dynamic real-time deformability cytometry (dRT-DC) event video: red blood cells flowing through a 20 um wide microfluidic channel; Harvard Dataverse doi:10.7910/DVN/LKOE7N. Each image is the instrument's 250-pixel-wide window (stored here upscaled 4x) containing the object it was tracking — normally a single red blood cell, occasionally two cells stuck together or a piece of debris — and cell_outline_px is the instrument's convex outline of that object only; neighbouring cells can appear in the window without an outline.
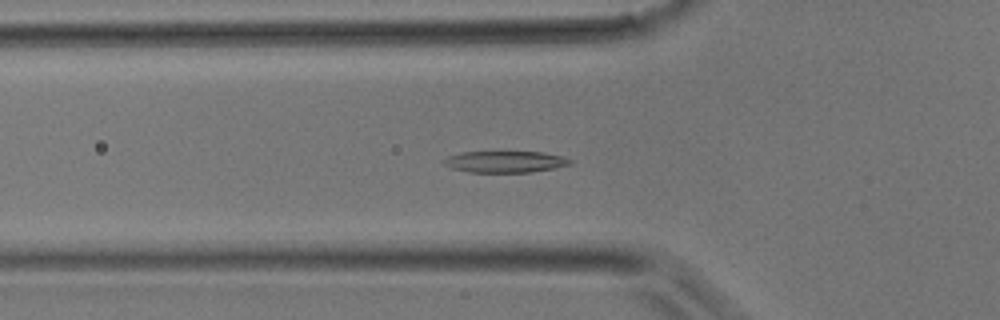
{"species": "common noctule bat (a hibernating species)", "species_latin": "Nyctalus noctula", "temperature_condition": "room temperature", "stored_images_in_passage": 26, "camera_frame_rate_fps": 3000, "um_per_image_px": 0.085, "animal": {"sex": "male", "body_mass_g": 17.9}, "frame": {"image": 1, "passage_image": 4, "time_ms": 1.0, "image_size_px": [1000, 320], "cell_outline_px": [[572, 164], [556, 168], [528, 172], [468, 172], [452, 168], [444, 164], [444, 160], [448, 156], [460, 152], [544, 152], [560, 156], [572, 160]], "centroid_in_image_um": [42.95, 13.75], "position_along_channel_um": 82.9, "area_um2": 15.72}}
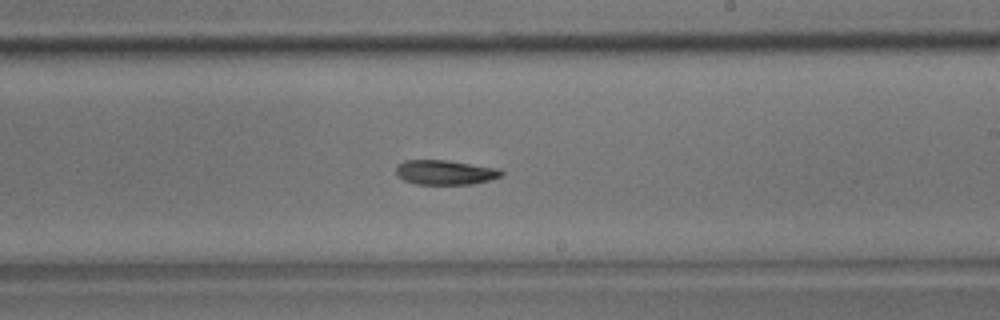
{"frame": {"image": 2, "passage_image": 14, "time_ms": 4.333, "image_size_px": [1000, 320], "cell_outline_px": [[504, 176], [472, 184], [416, 184], [404, 180], [396, 176], [396, 168], [404, 160], [448, 160], [500, 168], [504, 172]], "centroid_in_image_um": [37.87, 14.65], "position_along_channel_um": 251.1, "area_um2": 15.26}}
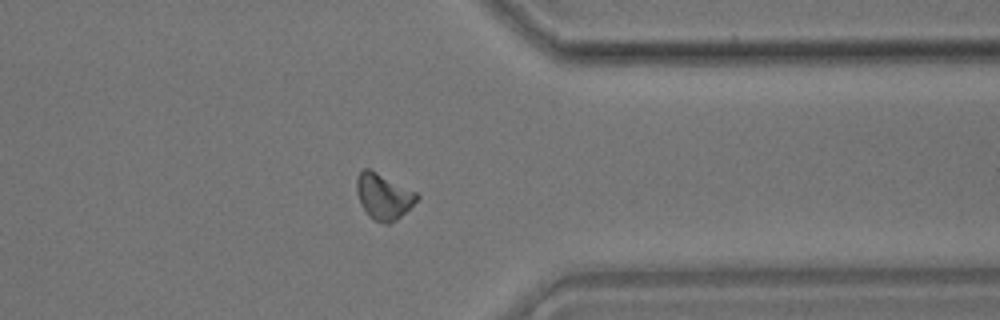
{"frame": {"image": 3, "passage_image": 22, "time_ms": 7.0, "image_size_px": [1000, 320], "cell_outline_px": [[420, 196], [396, 220], [388, 224], [384, 224], [368, 216], [360, 204], [356, 192], [356, 176], [364, 168], [368, 168], [416, 192]], "centroid_in_image_um": [32.55, 16.69], "position_along_channel_um": 378.9, "area_um2": 15.84}}